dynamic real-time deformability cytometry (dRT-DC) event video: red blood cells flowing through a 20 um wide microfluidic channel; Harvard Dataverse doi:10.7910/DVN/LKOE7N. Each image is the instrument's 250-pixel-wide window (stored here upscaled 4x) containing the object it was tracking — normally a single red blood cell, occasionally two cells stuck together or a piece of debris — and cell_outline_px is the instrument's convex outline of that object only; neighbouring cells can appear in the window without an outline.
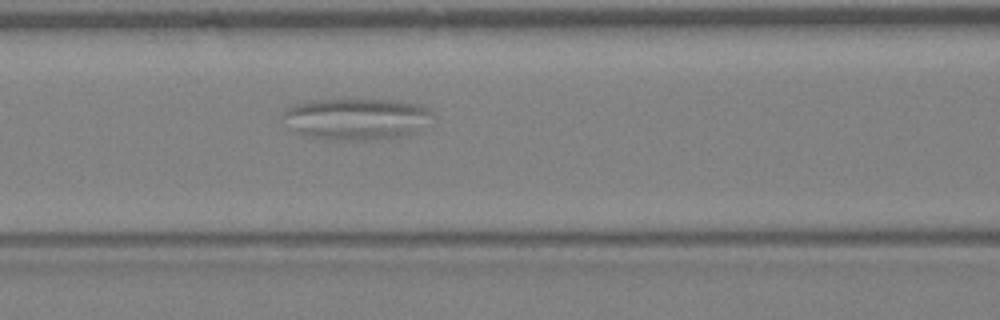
{"species": "Egyptian fruit bat (a non-hibernating species)", "species_latin": "Rousettus aegyptiacus", "temperature_condition": "warm", "stored_images_in_passage": 26, "camera_frame_rate_fps": 3000, "um_per_image_px": 0.085, "animal": {"sex": "female"}, "frame": {"image": 1, "passage_image": 8, "time_ms": 2.333, "image_size_px": [1000, 320], "cell_outline_px": [[432, 112], [408, 132], [396, 136], [368, 140], [348, 140], [308, 136], [300, 132], [280, 116], [284, 108], [296, 104], [316, 100], [396, 100], [420, 104], [428, 108]], "centroid_in_image_um": [30.17, 10.06], "position_along_channel_um": 136.4, "area_um2": 34.51}}
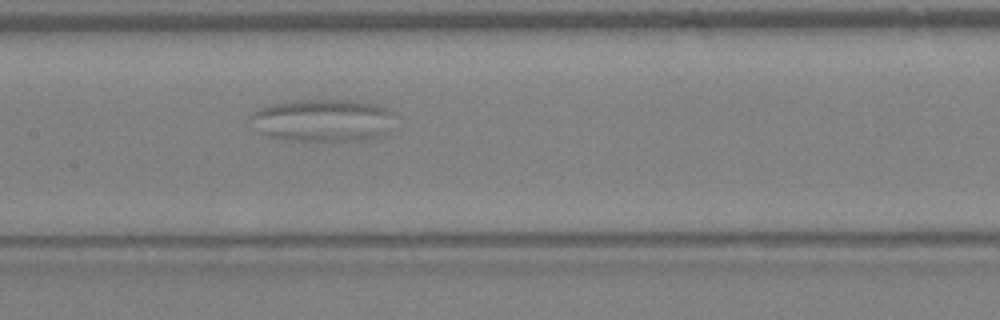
{"frame": {"image": 2, "passage_image": 11, "time_ms": 3.333, "image_size_px": [1000, 320], "cell_outline_px": [[396, 112], [388, 132], [380, 136], [360, 140], [300, 140], [276, 136], [260, 132], [252, 116], [252, 112], [260, 108], [272, 104], [304, 100], [356, 100], [376, 104], [388, 108]], "centroid_in_image_um": [27.58, 10.2], "position_along_channel_um": 179.8, "area_um2": 35.03}}
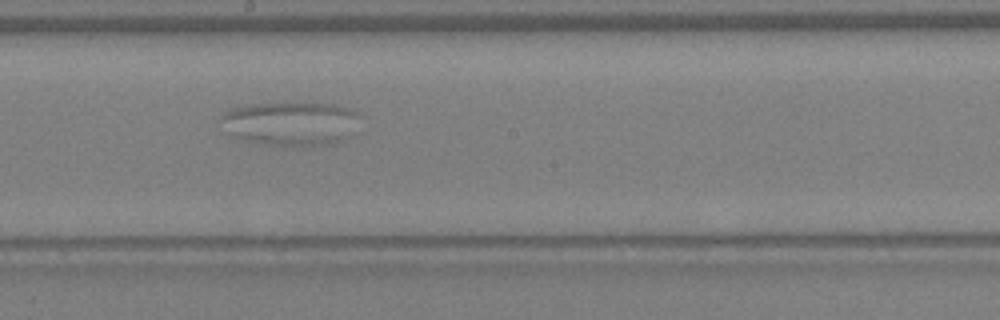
{"frame": {"image": 3, "passage_image": 14, "time_ms": 4.333, "image_size_px": [1000, 320], "cell_outline_px": [[360, 116], [352, 136], [344, 140], [332, 144], [272, 144], [248, 140], [236, 136], [228, 132], [220, 116], [224, 112], [232, 108], [256, 104], [336, 104], [348, 108], [356, 112]], "centroid_in_image_um": [24.79, 10.48], "position_along_channel_um": 223.4, "area_um2": 34.51}}